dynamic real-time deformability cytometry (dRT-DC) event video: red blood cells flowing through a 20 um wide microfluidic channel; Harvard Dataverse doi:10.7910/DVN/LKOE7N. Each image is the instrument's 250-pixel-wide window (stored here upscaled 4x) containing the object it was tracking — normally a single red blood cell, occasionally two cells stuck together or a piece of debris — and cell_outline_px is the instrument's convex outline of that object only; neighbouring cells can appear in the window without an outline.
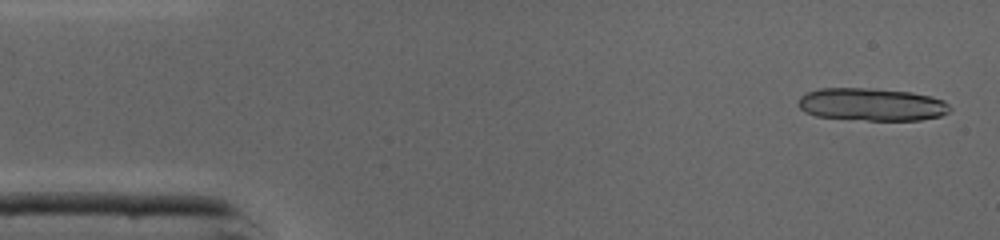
{"species": "common noctule bat (a hibernating species)", "species_latin": "Nyctalus noctula", "temperature_condition": "cold", "stored_images_in_passage": 46, "segment_of_instrument_passage": [1, 2], "camera_frame_rate_fps": 3000, "um_per_image_px": 0.085, "animal": {"sex": "male", "body_mass_g": 19.0, "forearm_length_mm": 50.8}, "frame": {"image": 1, "passage_image": 2, "time_ms": 0.333, "image_size_px": [1000, 240], "cell_outline_px": [[952, 108], [948, 112], [940, 116], [920, 120], [868, 120], [816, 116], [804, 112], [796, 104], [800, 96], [808, 92], [820, 88], [864, 88], [912, 92], [932, 96], [944, 100]], "centroid_in_image_um": [74.09, 8.88], "position_along_channel_um": 10.9, "area_um2": 28.96}}